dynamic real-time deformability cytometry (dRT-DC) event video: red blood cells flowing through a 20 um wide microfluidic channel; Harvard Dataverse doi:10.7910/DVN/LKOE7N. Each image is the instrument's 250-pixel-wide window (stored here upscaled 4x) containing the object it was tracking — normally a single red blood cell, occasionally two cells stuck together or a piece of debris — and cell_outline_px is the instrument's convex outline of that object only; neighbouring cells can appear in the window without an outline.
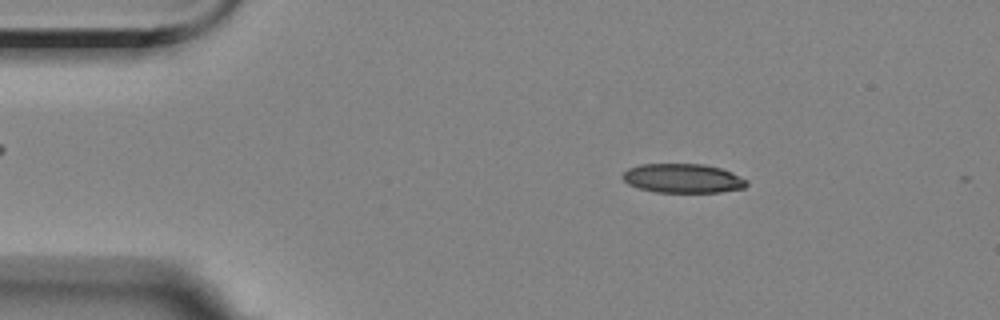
{"species": "Egyptian fruit bat (a non-hibernating species)", "species_latin": "Rousettus aegyptiacus", "temperature_condition": "room temperature", "stored_images_in_passage": 3, "camera_frame_rate_fps": 3000, "um_per_image_px": 0.085, "animal": {"sex": "female"}, "frame": {"image": 1, "passage_image": 1, "time_ms": 0.0, "image_size_px": [1000, 320], "cell_outline_px": [[748, 184], [744, 188], [720, 192], [656, 192], [640, 188], [628, 184], [620, 176], [628, 168], [640, 164], [704, 164], [720, 168], [732, 172], [748, 180]], "centroid_in_image_um": [58.05, 15.15], "position_along_channel_um": 27.0, "area_um2": 21.15}}